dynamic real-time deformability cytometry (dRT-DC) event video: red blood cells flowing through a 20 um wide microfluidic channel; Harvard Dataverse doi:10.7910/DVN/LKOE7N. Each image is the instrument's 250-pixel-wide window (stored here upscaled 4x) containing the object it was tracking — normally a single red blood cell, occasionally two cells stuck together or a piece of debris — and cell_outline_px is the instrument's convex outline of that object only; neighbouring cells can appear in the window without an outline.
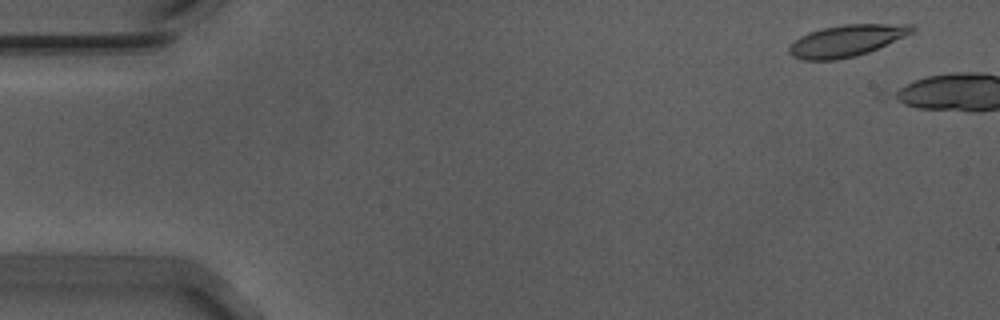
{"species": "Egyptian fruit bat (a non-hibernating species)", "species_latin": "Rousettus aegyptiacus", "temperature_condition": "warm", "stored_images_in_passage": 8, "camera_frame_rate_fps": 3000, "um_per_image_px": 0.085, "animal": {"sex": "male"}, "frame": {"image": 1, "passage_image": 4, "time_ms": 1.0, "image_size_px": [1000, 320], "cell_outline_px": [[916, 28], [912, 32], [904, 36], [868, 52], [856, 56], [836, 60], [804, 60], [792, 56], [788, 52], [788, 48], [800, 36], [808, 32], [824, 28], [844, 24], [912, 24]], "centroid_in_image_um": [71.93, 3.46], "position_along_channel_um": 13.1, "area_um2": 22.43}}